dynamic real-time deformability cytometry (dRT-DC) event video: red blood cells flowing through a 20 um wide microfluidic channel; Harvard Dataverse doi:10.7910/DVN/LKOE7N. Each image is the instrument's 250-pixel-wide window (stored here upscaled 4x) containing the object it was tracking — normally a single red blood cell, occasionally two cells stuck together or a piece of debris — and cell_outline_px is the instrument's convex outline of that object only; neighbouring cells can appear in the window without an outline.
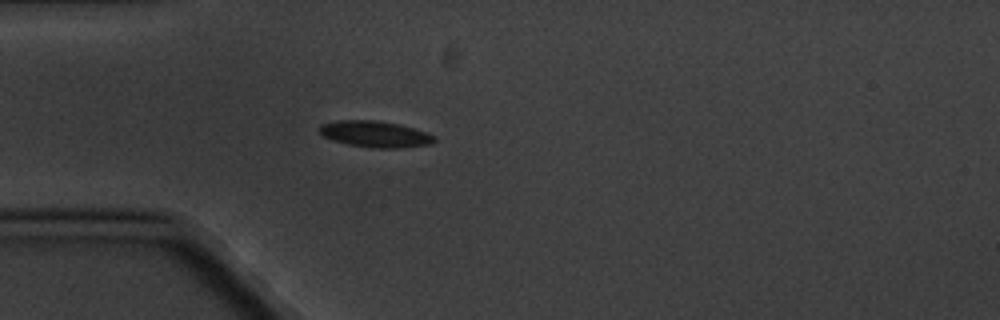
{"species": "common noctule bat (a hibernating species)", "species_latin": "Nyctalus noctula", "temperature_condition": "cold", "stored_images_in_passage": 1, "camera_frame_rate_fps": 3000, "um_per_image_px": 0.085, "animal": {"sex": "male", "body_mass_g": 20.1, "forearm_length_mm": 53.5}, "frame": {"image": 1, "passage_image": 1, "time_ms": 0.0, "image_size_px": [1000, 320], "cell_outline_px": [[436, 140], [432, 144], [400, 148], [372, 148], [348, 144], [332, 140], [320, 136], [316, 128], [320, 124], [336, 120], [376, 120], [400, 124], [436, 136]], "centroid_in_image_um": [31.82, 11.39], "position_along_channel_um": 53.2, "area_um2": 17.92}}